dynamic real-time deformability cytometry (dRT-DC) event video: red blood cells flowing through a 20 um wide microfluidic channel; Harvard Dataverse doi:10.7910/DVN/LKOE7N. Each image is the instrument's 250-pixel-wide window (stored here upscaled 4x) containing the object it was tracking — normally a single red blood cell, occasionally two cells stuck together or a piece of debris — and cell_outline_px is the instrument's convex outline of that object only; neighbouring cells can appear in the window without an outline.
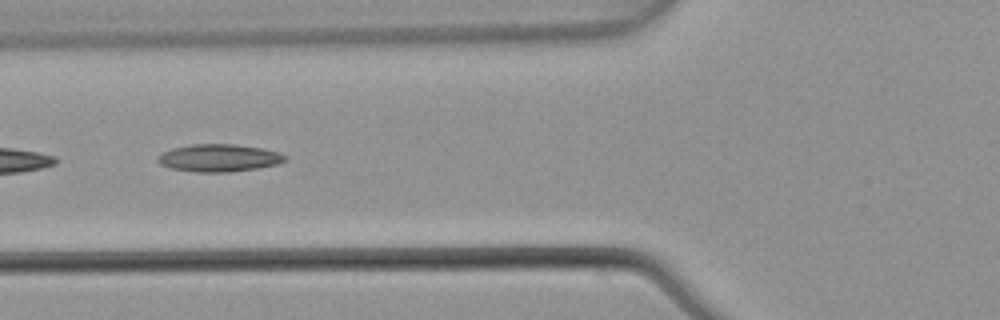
{"species": "common noctule bat (a hibernating species)", "species_latin": "Nyctalus noctula", "temperature_condition": "warm", "stored_images_in_passage": 5, "camera_frame_rate_fps": 3000, "um_per_image_px": 0.085, "animal": {"sex": "male", "body_mass_g": 21.5, "forearm_length_mm": 52.0}, "frame": {"image": 1, "passage_image": 5, "time_ms": 1.333, "image_size_px": [1000, 320], "cell_outline_px": [[288, 156], [284, 160], [276, 164], [260, 168], [228, 172], [196, 172], [172, 168], [160, 164], [156, 160], [156, 156], [172, 148], [192, 144], [232, 144], [260, 148], [280, 152]], "centroid_in_image_um": [18.6, 13.42], "position_along_channel_um": 107.2, "area_um2": 20.35}}